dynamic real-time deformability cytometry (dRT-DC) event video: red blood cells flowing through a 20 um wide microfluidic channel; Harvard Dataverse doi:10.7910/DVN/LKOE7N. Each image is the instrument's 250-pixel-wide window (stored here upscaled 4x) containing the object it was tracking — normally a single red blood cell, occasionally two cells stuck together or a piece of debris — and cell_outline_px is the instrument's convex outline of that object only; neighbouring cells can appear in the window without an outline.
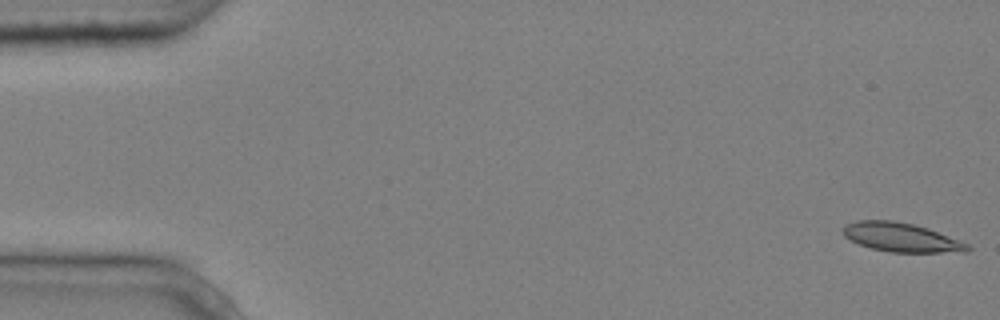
{"species": "common noctule bat (a hibernating species)", "species_latin": "Nyctalus noctula", "temperature_condition": "cold", "stored_images_in_passage": 6, "camera_frame_rate_fps": 3000, "um_per_image_px": 0.085, "animal": {"sex": "male", "body_mass_g": 20.4}, "frame": {"image": 1, "passage_image": 1, "time_ms": 0.0, "image_size_px": [1000, 320], "cell_outline_px": [[972, 248], [968, 252], [888, 252], [872, 248], [860, 244], [844, 236], [844, 224], [856, 220], [892, 220], [912, 224], [928, 228], [968, 244]], "centroid_in_image_um": [76.61, 20.17], "position_along_channel_um": 8.4, "area_um2": 20.87}}
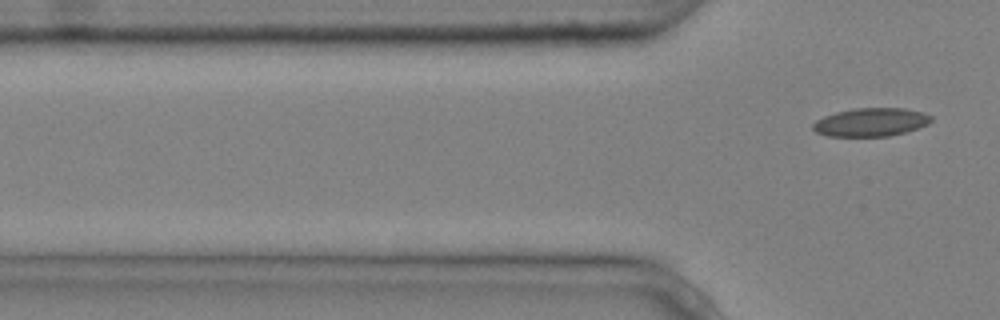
{"frame": {"image": 2, "passage_image": 6, "time_ms": 1.667, "image_size_px": [1000, 320], "cell_outline_px": [[932, 120], [928, 124], [904, 132], [888, 136], [828, 136], [816, 132], [812, 128], [812, 124], [816, 120], [824, 116], [836, 112], [852, 108], [904, 108], [924, 112], [932, 116]], "centroid_in_image_um": [74.02, 10.37], "position_along_channel_um": 51.8, "area_um2": 19.54}}